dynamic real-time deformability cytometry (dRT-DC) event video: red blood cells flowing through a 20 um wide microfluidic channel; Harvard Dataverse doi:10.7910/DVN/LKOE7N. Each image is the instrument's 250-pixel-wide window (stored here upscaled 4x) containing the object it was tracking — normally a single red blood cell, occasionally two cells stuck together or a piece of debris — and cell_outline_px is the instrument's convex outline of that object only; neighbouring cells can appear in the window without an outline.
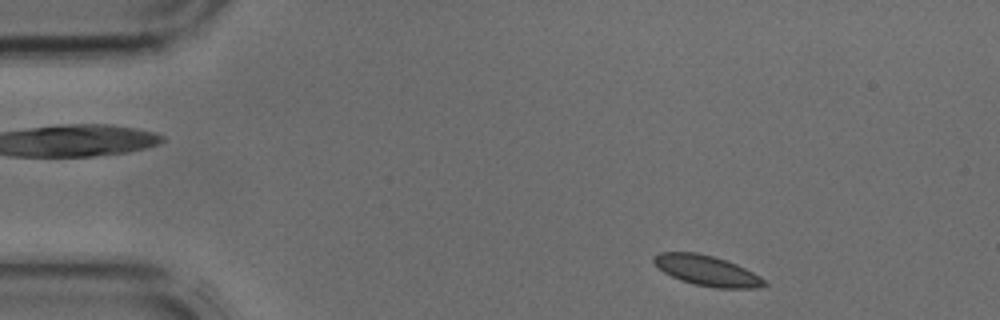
{"species": "common noctule bat (a hibernating species)", "species_latin": "Nyctalus noctula", "temperature_condition": "cold", "stored_images_in_passage": 39, "camera_frame_rate_fps": 3000, "um_per_image_px": 0.085, "animal": {"sex": "male", "body_mass_g": 17.9, "forearm_length_mm": 54.2}, "frame": {"image": 1, "passage_image": 2, "time_ms": 0.333, "image_size_px": [1000, 320], "cell_outline_px": [[768, 284], [760, 288], [716, 288], [696, 284], [680, 280], [664, 272], [652, 260], [652, 256], [660, 252], [696, 252], [712, 256], [736, 264], [760, 276]], "centroid_in_image_um": [60.09, 23.0], "position_along_channel_um": 24.9, "area_um2": 19.31}}
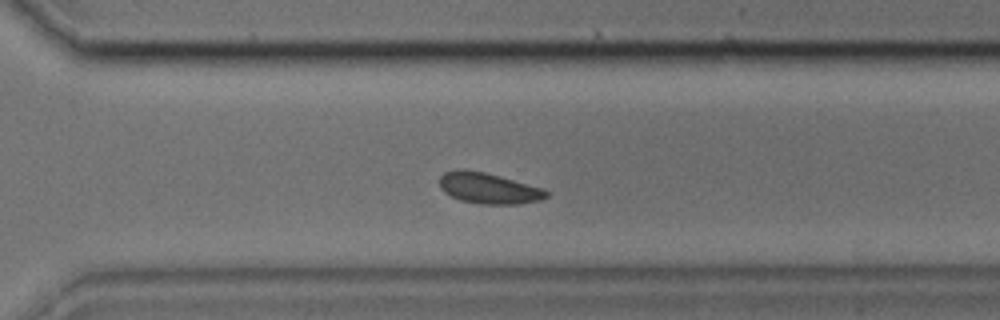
{"frame": {"image": 2, "passage_image": 26, "time_ms": 8.333, "image_size_px": [1000, 320], "cell_outline_px": [[548, 196], [540, 200], [516, 204], [480, 204], [460, 200], [444, 192], [440, 188], [440, 176], [444, 172], [456, 168], [464, 168], [484, 172], [500, 176], [544, 188], [548, 192]], "centroid_in_image_um": [41.5, 15.98], "position_along_channel_um": 329.1, "area_um2": 19.36}}
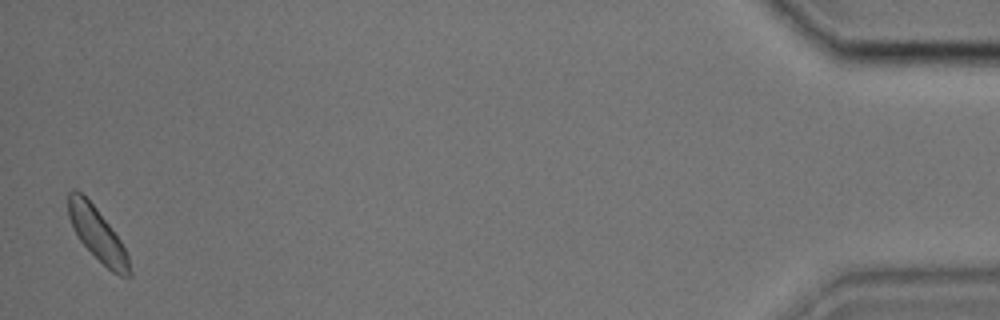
{"frame": {"image": 3, "passage_image": 38, "time_ms": 12.333, "image_size_px": [1000, 320], "cell_outline_px": [[132, 276], [120, 276], [112, 272], [80, 240], [72, 228], [68, 216], [68, 192], [72, 188], [76, 188], [96, 208], [112, 228], [120, 240], [128, 256], [132, 272]], "centroid_in_image_um": [8.27, 19.89], "position_along_channel_um": 426.9, "area_um2": 18.67}}